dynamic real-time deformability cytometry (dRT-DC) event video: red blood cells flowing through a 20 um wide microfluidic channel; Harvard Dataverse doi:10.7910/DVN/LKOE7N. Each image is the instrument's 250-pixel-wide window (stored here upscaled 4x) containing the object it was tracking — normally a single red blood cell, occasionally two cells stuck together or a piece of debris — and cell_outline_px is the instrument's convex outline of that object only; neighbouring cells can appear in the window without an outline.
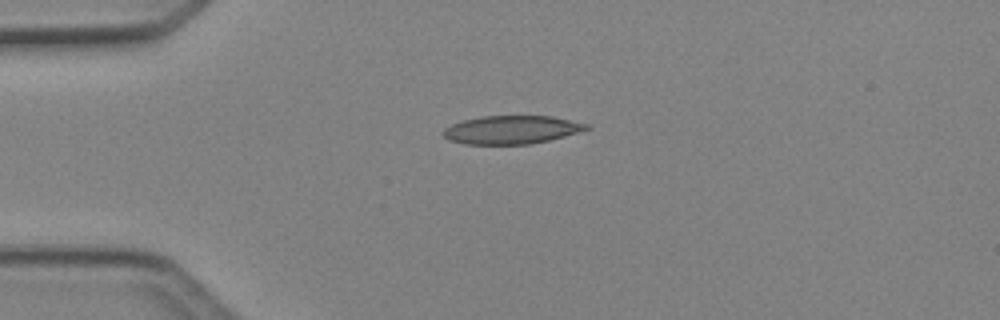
{"species": "Egyptian fruit bat (a non-hibernating species)", "species_latin": "Rousettus aegyptiacus", "temperature_condition": "cold", "stored_images_in_passage": 33, "camera_frame_rate_fps": 3000, "um_per_image_px": 0.085, "animal": {"sex": "female"}, "frame": {"image": 1, "passage_image": 1, "time_ms": 0.0, "image_size_px": [1000, 320], "cell_outline_px": [[592, 128], [564, 136], [548, 140], [528, 144], [464, 144], [448, 140], [444, 136], [444, 128], [452, 124], [464, 120], [484, 116], [552, 116], [588, 124]], "centroid_in_image_um": [43.48, 11.03], "position_along_channel_um": 41.5, "area_um2": 23.41}}
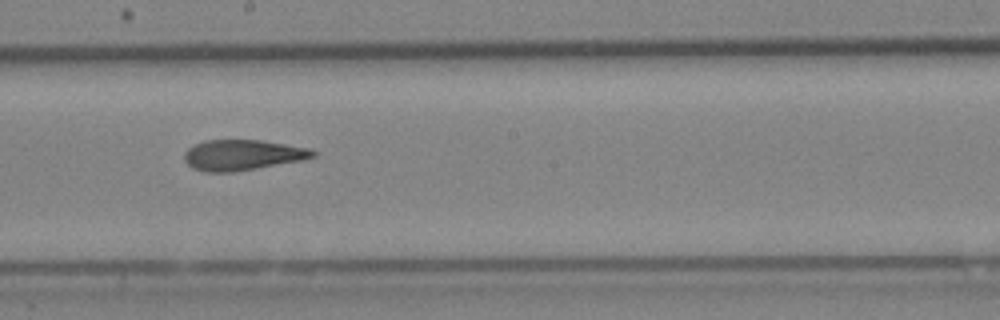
{"frame": {"image": 2, "passage_image": 16, "time_ms": 5.0, "image_size_px": [1000, 320], "cell_outline_px": [[316, 156], [300, 160], [256, 168], [232, 172], [208, 172], [192, 168], [184, 160], [184, 152], [188, 148], [204, 140], [260, 140], [312, 148], [316, 152]], "centroid_in_image_um": [20.6, 13.16], "position_along_channel_um": 227.6, "area_um2": 22.77}}
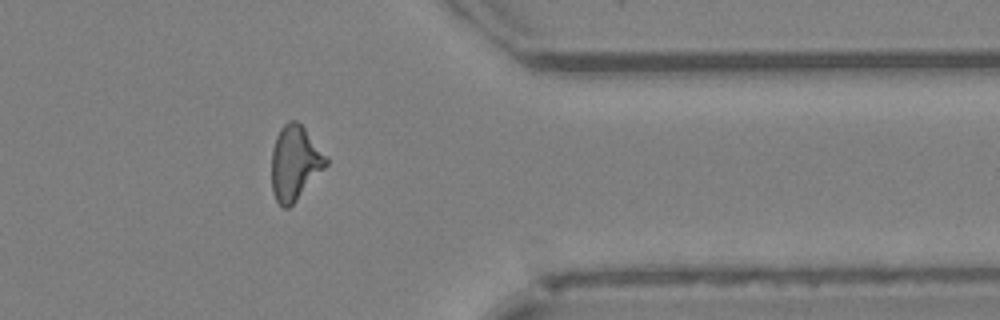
{"frame": {"image": 3, "passage_image": 28, "time_ms": 9.0, "image_size_px": [1000, 320], "cell_outline_px": [[328, 164], [296, 200], [288, 208], [284, 208], [276, 200], [272, 192], [272, 148], [276, 136], [280, 128], [288, 120], [296, 120], [304, 128], [328, 156]], "centroid_in_image_um": [25.06, 13.82], "position_along_channel_um": 386.3, "area_um2": 23.52}, "authors_computed_cell_mechanics": {"area_um2": 23.3512, "velocity_mm_per_s": 4.2785, "shape_relaxation_time_tau1_ms": null, "shape_relaxation_time_tau2_ms": 3.1545, "deformation_change_tau1": null, "deformation_change_tau2": 0.1224}}